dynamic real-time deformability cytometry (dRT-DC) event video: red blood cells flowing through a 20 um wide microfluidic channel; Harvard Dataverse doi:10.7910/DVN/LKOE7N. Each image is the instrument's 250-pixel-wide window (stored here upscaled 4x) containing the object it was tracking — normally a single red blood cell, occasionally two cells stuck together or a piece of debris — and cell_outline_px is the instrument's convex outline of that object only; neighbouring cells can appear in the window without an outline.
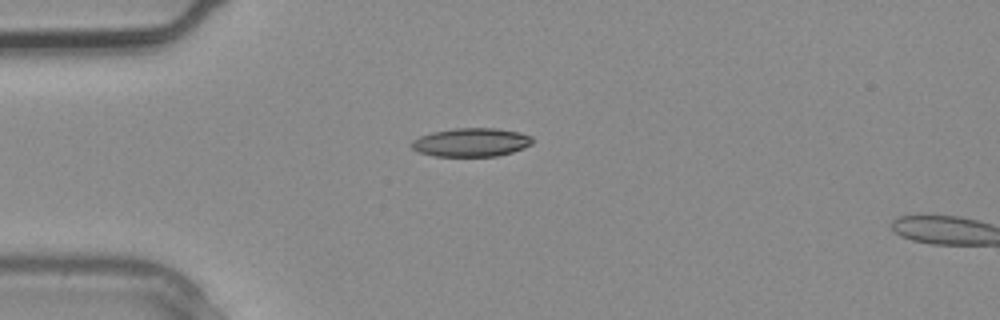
{"species": "common noctule bat (a hibernating species)", "species_latin": "Nyctalus noctula", "temperature_condition": "warm", "stored_images_in_passage": 2, "segment_of_instrument_passage": [1, 2], "camera_frame_rate_fps": 3000, "um_per_image_px": 0.085, "animal": {"sex": "male", "body_mass_g": 20.4}, "frame": {"image": 1, "passage_image": 1, "time_ms": 0.0, "image_size_px": [1000, 320], "cell_outline_px": [[532, 144], [524, 148], [512, 152], [496, 156], [432, 156], [420, 152], [412, 148], [408, 144], [412, 140], [420, 136], [432, 132], [452, 128], [496, 128], [520, 132], [532, 136]], "centroid_in_image_um": [40.04, 12.09], "position_along_channel_um": 45.0, "area_um2": 20.29}}